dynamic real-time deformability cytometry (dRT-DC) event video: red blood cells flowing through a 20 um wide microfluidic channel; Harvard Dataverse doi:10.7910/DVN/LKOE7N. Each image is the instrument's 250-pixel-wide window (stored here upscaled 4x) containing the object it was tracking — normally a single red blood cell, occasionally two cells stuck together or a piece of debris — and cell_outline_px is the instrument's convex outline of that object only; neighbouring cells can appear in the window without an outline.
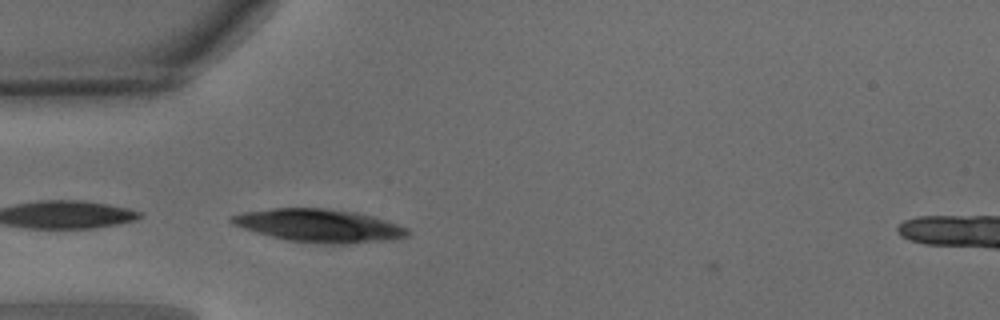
{"species": "common noctule bat (a hibernating species)", "species_latin": "Nyctalus noctula", "temperature_condition": "warm", "stored_images_in_passage": 11, "camera_frame_rate_fps": 3000, "um_per_image_px": 0.085, "animal": {"sex": "male", "body_mass_g": 15.6}, "frame": {"image": 1, "passage_image": 8, "time_ms": 2.333, "image_size_px": [1000, 320], "cell_outline_px": [[412, 232], [408, 236], [396, 240], [348, 244], [320, 244], [288, 240], [256, 232], [232, 224], [228, 220], [228, 216], [244, 212], [272, 208], [324, 208], [356, 212], [372, 216], [408, 228]], "centroid_in_image_um": [27.16, 19.19], "position_along_channel_um": 57.8, "area_um2": 34.1}}